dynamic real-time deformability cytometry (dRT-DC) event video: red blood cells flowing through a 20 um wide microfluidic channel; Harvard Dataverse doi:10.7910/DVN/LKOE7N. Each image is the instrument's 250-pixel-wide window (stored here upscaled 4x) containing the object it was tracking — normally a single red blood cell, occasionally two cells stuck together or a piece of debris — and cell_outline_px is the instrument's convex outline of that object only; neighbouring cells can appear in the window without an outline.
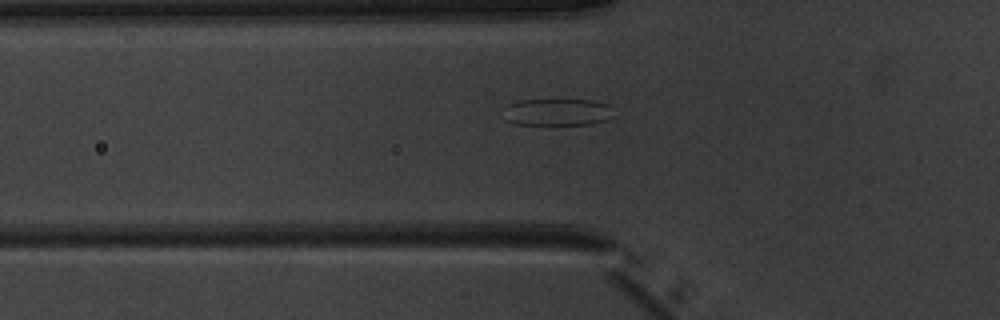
{"species": "common noctule bat (a hibernating species)", "species_latin": "Nyctalus noctula", "temperature_condition": "warm", "stored_images_in_passage": 32, "camera_frame_rate_fps": 3000, "um_per_image_px": 0.085, "animal": {"sex": "male", "body_mass_g": 20.1, "forearm_length_mm": 53.5}, "frame": {"image": 1, "passage_image": 3, "time_ms": 0.667, "image_size_px": [1000, 320], "cell_outline_px": [[616, 116], [608, 120], [592, 124], [512, 124], [504, 120], [500, 108], [516, 100], [592, 100], [608, 104]], "centroid_in_image_um": [47.31, 9.53], "position_along_channel_um": 78.5, "area_um2": 17.86}}
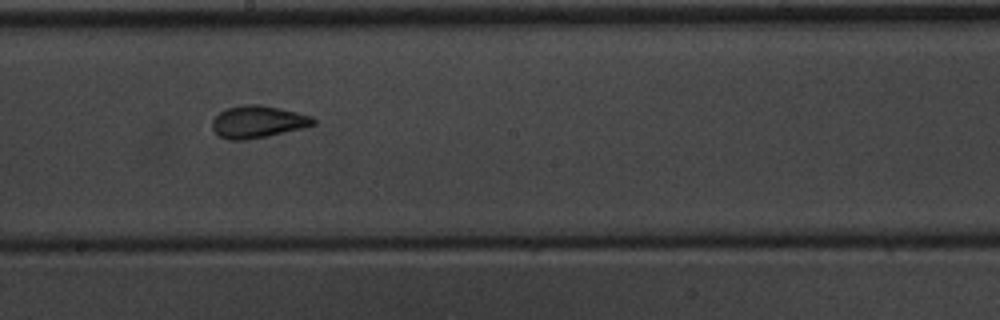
{"frame": {"image": 2, "passage_image": 14, "time_ms": 4.333, "image_size_px": [1000, 320], "cell_outline_px": [[316, 124], [300, 128], [264, 136], [244, 140], [232, 140], [220, 136], [212, 128], [212, 120], [220, 112], [228, 108], [248, 104], [260, 104], [280, 108], [312, 116], [316, 120]], "centroid_in_image_um": [21.91, 10.34], "position_along_channel_um": 226.3, "area_um2": 18.55}}
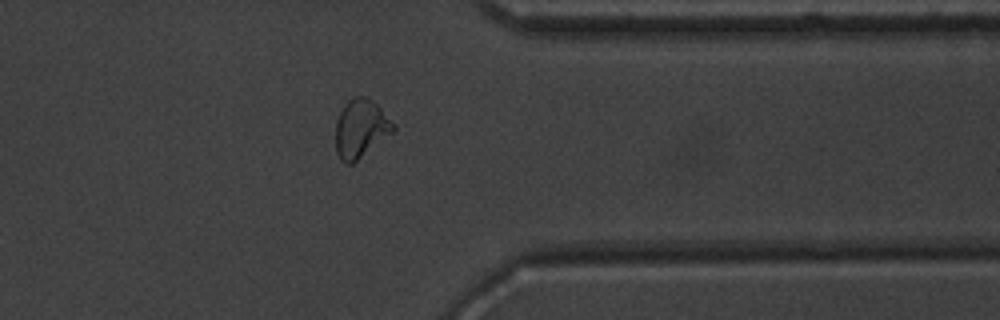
{"frame": {"image": 3, "passage_image": 26, "time_ms": 8.333, "image_size_px": [1000, 320], "cell_outline_px": [[396, 128], [392, 132], [352, 164], [344, 164], [340, 160], [336, 152], [336, 120], [344, 104], [348, 100], [356, 96], [364, 96], [372, 100], [396, 124]], "centroid_in_image_um": [30.64, 10.92], "position_along_channel_um": 380.8, "area_um2": 19.48}}